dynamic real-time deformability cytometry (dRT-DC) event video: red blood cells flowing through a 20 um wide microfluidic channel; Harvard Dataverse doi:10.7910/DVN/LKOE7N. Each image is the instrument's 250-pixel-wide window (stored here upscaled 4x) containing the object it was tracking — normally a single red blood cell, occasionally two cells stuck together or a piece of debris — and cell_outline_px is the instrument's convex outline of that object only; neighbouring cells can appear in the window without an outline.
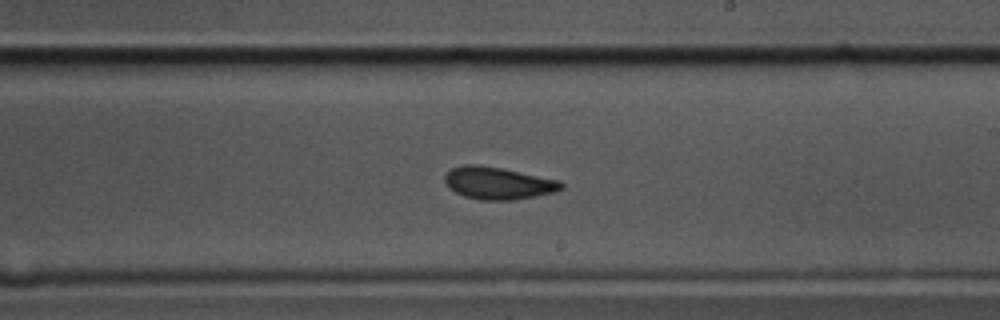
{"species": "common noctule bat (a hibernating species)", "species_latin": "Nyctalus noctula", "temperature_condition": "cold", "stored_images_in_passage": 41, "camera_frame_rate_fps": 3000, "um_per_image_px": 0.085, "animal": {"sex": "male", "body_mass_g": 17.5, "forearm_length_mm": 52.3}, "frame": {"image": 1, "passage_image": 16, "time_ms": 5.0, "image_size_px": [1000, 320], "cell_outline_px": [[564, 188], [556, 192], [516, 200], [480, 200], [464, 196], [456, 192], [444, 180], [444, 176], [452, 168], [464, 164], [476, 164], [500, 168], [560, 180], [564, 184]], "centroid_in_image_um": [42.38, 15.57], "position_along_channel_um": 246.6, "area_um2": 21.85}}
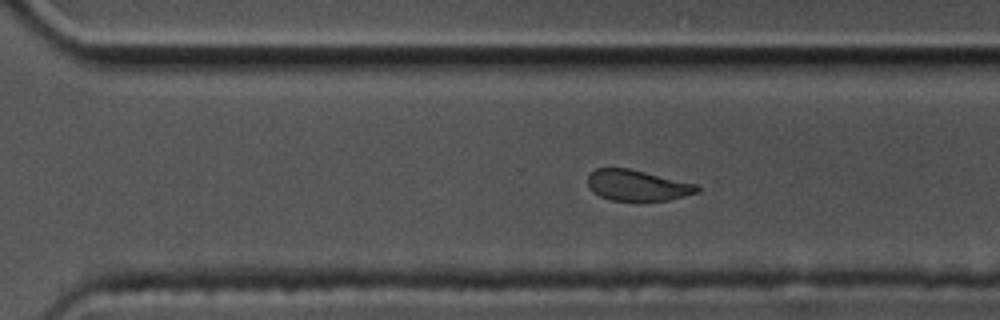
{"frame": {"image": 2, "passage_image": 22, "time_ms": 7.0, "image_size_px": [1000, 320], "cell_outline_px": [[700, 192], [668, 200], [640, 204], [636, 204], [612, 200], [600, 196], [592, 192], [588, 188], [588, 176], [596, 168], [628, 168], [700, 184]], "centroid_in_image_um": [54.21, 15.81], "position_along_channel_um": 316.4, "area_um2": 20.63}}
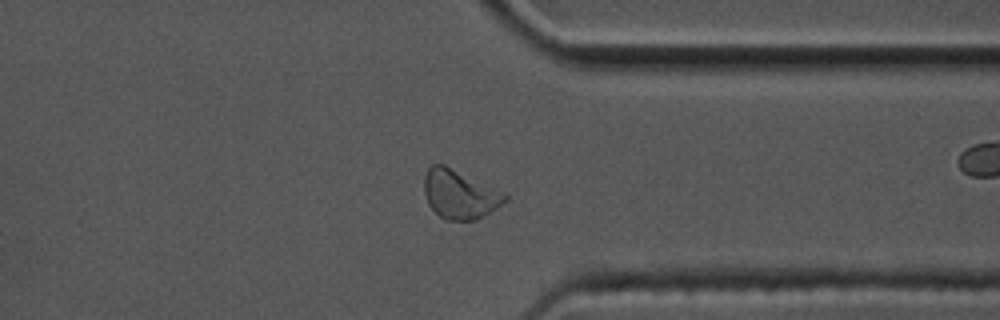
{"frame": {"image": 3, "passage_image": 27, "time_ms": 8.667, "image_size_px": [1000, 320], "cell_outline_px": [[508, 200], [496, 208], [476, 220], [444, 220], [428, 204], [424, 192], [424, 176], [428, 168], [432, 164], [444, 164], [504, 192], [508, 196]], "centroid_in_image_um": [39.06, 16.51], "position_along_channel_um": 372.3, "area_um2": 22.95}}